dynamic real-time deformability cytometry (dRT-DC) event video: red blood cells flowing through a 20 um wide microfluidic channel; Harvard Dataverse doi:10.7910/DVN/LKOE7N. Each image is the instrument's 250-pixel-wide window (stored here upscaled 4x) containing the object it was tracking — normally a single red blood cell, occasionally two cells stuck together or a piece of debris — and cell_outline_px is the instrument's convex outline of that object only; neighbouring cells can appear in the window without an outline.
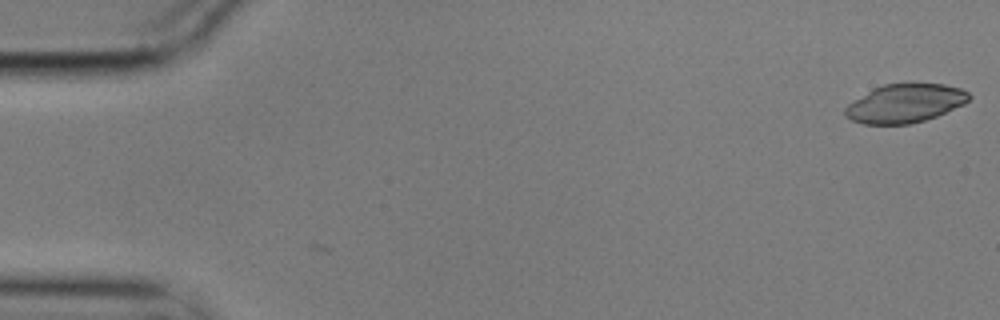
{"species": "common noctule bat (a hibernating species)", "species_latin": "Nyctalus noctula", "temperature_condition": "cold", "stored_images_in_passage": 56, "camera_frame_rate_fps": 3000, "um_per_image_px": 0.085, "animal": {"sex": "male", "body_mass_g": 17.9}, "frame": {"image": 1, "passage_image": 1, "time_ms": 0.0, "image_size_px": [1000, 320], "cell_outline_px": [[972, 96], [964, 104], [936, 116], [912, 124], [864, 124], [852, 120], [844, 116], [844, 108], [848, 104], [872, 88], [884, 84], [944, 84], [960, 88], [968, 92]], "centroid_in_image_um": [76.91, 8.79], "position_along_channel_um": 8.1, "area_um2": 27.8}}
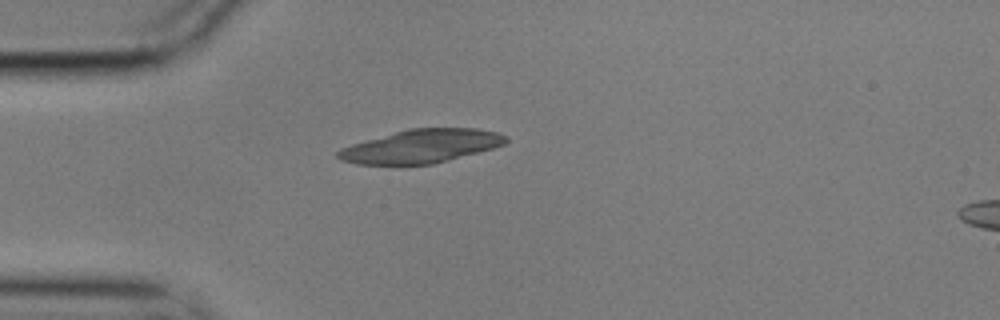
{"frame": {"image": 2, "passage_image": 15, "time_ms": 4.667, "image_size_px": [1000, 320], "cell_outline_px": [[508, 140], [504, 144], [492, 148], [448, 160], [432, 164], [356, 164], [340, 160], [336, 156], [336, 152], [340, 148], [352, 144], [408, 128], [476, 128], [496, 132], [508, 136]], "centroid_in_image_um": [35.78, 12.42], "position_along_channel_um": 49.2, "area_um2": 32.48}}